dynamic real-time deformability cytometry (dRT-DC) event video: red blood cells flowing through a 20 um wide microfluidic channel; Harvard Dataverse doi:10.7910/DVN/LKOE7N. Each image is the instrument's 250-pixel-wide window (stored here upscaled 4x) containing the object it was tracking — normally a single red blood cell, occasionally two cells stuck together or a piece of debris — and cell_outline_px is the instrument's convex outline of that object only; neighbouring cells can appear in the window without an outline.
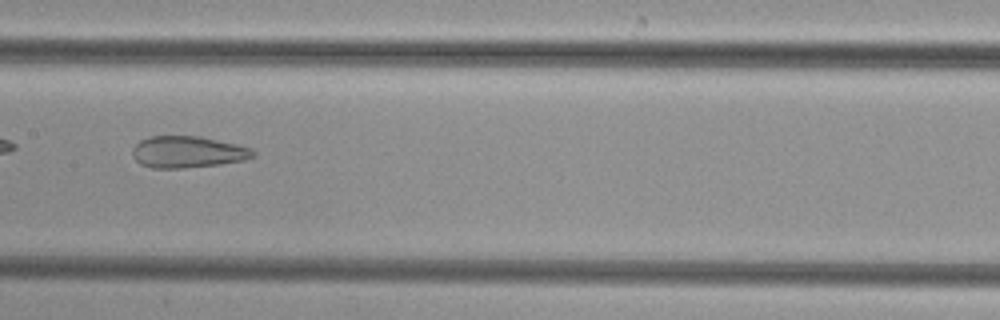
{"species": "common noctule bat (a hibernating species)", "species_latin": "Nyctalus noctula", "temperature_condition": "cold", "stored_images_in_passage": 24, "camera_frame_rate_fps": 3000, "um_per_image_px": 0.085, "animal": {"sex": "female", "body_mass_g": 29.2, "forearm_length_mm": 56.3}, "frame": {"image": 1, "passage_image": 10, "time_ms": 3.0, "image_size_px": [1000, 320], "cell_outline_px": [[256, 156], [244, 160], [220, 164], [184, 168], [152, 168], [140, 164], [132, 156], [132, 148], [140, 140], [148, 136], [200, 136], [236, 144], [252, 148], [256, 152]], "centroid_in_image_um": [15.95, 12.92], "position_along_channel_um": 191.4, "area_um2": 22.43}}